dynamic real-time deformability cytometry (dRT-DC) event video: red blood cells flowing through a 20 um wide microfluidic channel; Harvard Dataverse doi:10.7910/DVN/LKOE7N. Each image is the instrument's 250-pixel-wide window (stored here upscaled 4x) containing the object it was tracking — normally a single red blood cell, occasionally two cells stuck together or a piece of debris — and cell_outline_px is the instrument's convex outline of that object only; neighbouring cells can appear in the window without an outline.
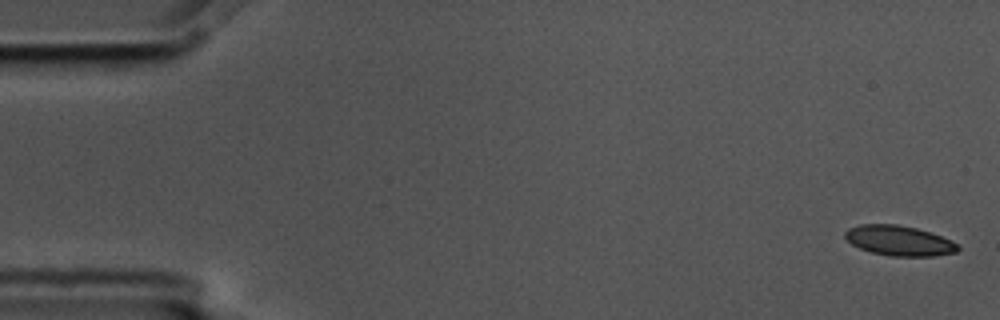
{"species": "common noctule bat (a hibernating species)", "species_latin": "Nyctalus noctula", "temperature_condition": "cold", "stored_images_in_passage": 4, "camera_frame_rate_fps": 3000, "um_per_image_px": 0.085, "animal": {"sex": "male", "body_mass_g": 17.5, "forearm_length_mm": 52.3}, "frame": {"image": 1, "passage_image": 1, "time_ms": 0.0, "image_size_px": [1000, 320], "cell_outline_px": [[960, 248], [956, 252], [932, 256], [892, 256], [872, 252], [860, 248], [852, 244], [844, 236], [844, 232], [848, 228], [860, 224], [896, 224], [916, 228], [952, 240]], "centroid_in_image_um": [76.4, 20.45], "position_along_channel_um": 8.6, "area_um2": 19.59}}
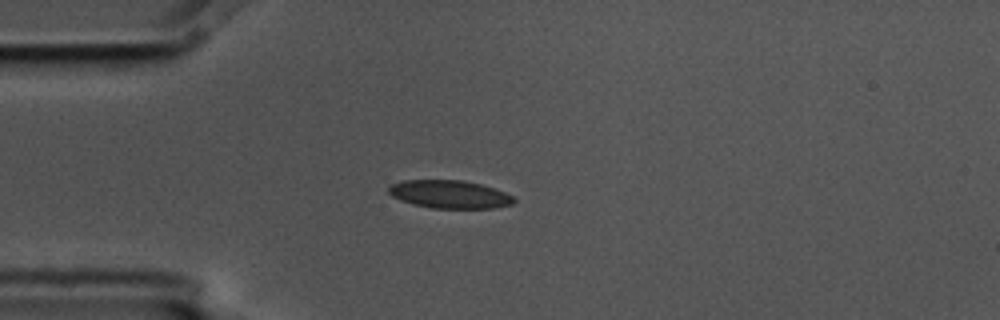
{"frame": {"image": 2, "passage_image": 4, "time_ms": 1.0, "image_size_px": [1000, 320], "cell_outline_px": [[516, 200], [512, 204], [492, 208], [432, 208], [412, 204], [400, 200], [392, 196], [388, 192], [388, 188], [392, 184], [404, 180], [464, 180], [480, 184], [504, 192], [512, 196]], "centroid_in_image_um": [38.19, 16.51], "position_along_channel_um": 46.8, "area_um2": 20.35}}